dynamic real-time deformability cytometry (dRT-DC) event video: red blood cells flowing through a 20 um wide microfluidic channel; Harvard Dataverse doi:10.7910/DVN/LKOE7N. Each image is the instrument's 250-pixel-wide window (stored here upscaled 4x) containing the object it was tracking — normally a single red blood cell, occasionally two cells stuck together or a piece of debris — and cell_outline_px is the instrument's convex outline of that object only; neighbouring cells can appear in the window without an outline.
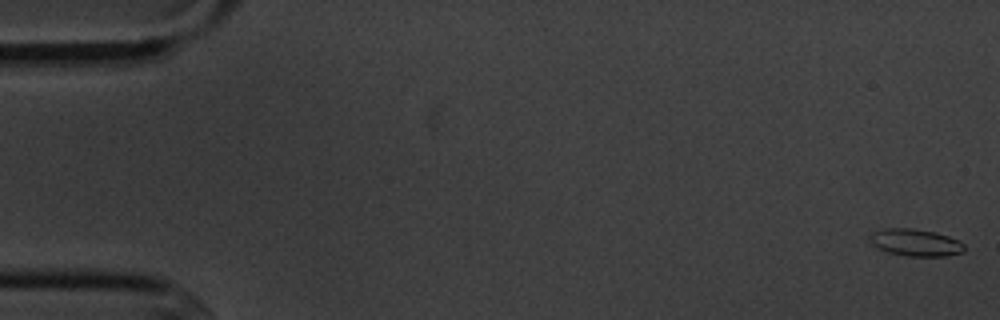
{"species": "common noctule bat (a hibernating species)", "species_latin": "Nyctalus noctula", "temperature_condition": "cold", "stored_images_in_passage": 6, "camera_frame_rate_fps": 3000, "um_per_image_px": 0.085, "animal": {"sex": "male", "body_mass_g": 20.1, "forearm_length_mm": 53.5}, "frame": {"image": 1, "passage_image": 1, "time_ms": 0.0, "image_size_px": [1000, 320], "cell_outline_px": [[964, 252], [948, 256], [904, 256], [888, 252], [876, 248], [868, 240], [868, 236], [872, 232], [884, 228], [912, 228], [936, 232], [960, 240], [964, 244]], "centroid_in_image_um": [77.8, 20.61], "position_along_channel_um": 7.2, "area_um2": 15.26}}
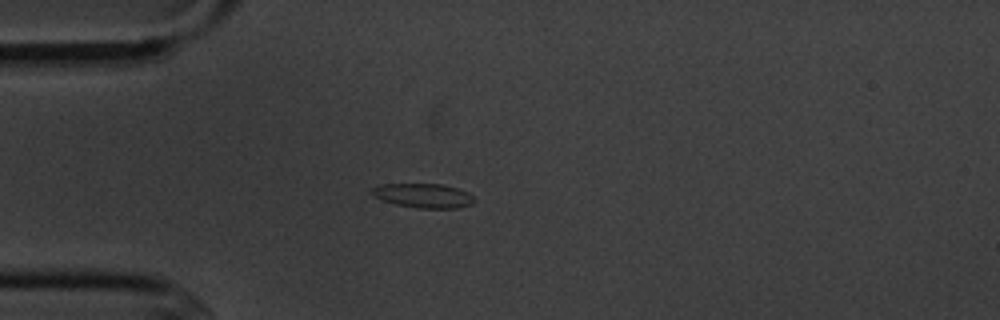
{"frame": {"image": 2, "passage_image": 5, "time_ms": 4.667, "image_size_px": [1000, 320], "cell_outline_px": [[476, 200], [472, 204], [456, 208], [416, 208], [396, 204], [372, 196], [368, 192], [372, 188], [380, 184], [440, 184], [456, 188], [468, 192], [476, 196]], "centroid_in_image_um": [35.99, 16.63], "position_along_channel_um": 49.0, "area_um2": 14.62}}